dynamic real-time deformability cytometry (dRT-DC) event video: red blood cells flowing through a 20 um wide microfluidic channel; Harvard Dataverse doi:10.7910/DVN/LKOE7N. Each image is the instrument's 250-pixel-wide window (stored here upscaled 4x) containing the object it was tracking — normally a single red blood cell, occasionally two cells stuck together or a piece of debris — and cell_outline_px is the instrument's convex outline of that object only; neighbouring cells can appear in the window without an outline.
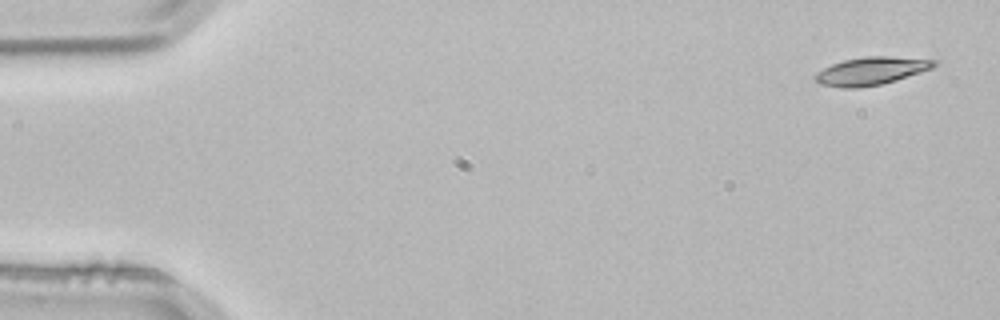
{"species": "common noctule bat (a hibernating species)", "species_latin": "Nyctalus noctula", "temperature_condition": "room temperature", "stored_images_in_passage": 3, "camera_frame_rate_fps": 3000, "um_per_image_px": 0.085, "animal": {"sex": "male", "body_mass_g": 21.5, "forearm_length_mm": 52.0}, "frame": {"image": 1, "passage_image": 1, "time_ms": 0.0, "image_size_px": [1000, 320], "cell_outline_px": [[940, 60], [932, 68], [896, 80], [880, 84], [856, 88], [840, 88], [820, 84], [812, 76], [816, 72], [832, 64], [844, 60], [864, 56], [888, 56]], "centroid_in_image_um": [74.03, 6.03], "position_along_channel_um": 11.0, "area_um2": 19.31}}
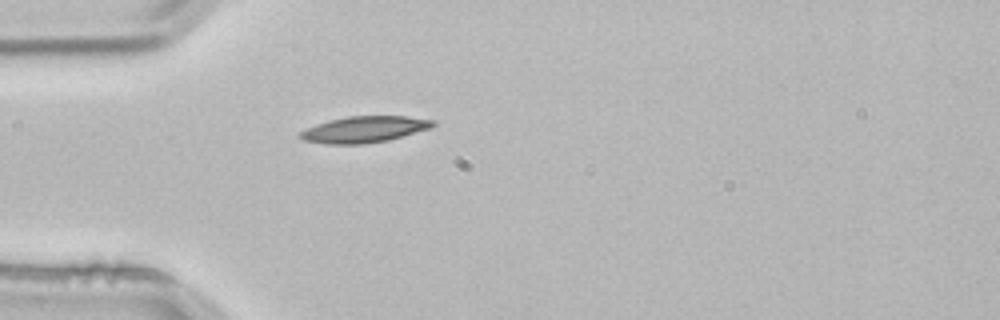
{"frame": {"image": 2, "passage_image": 3, "time_ms": 0.667, "image_size_px": [1000, 320], "cell_outline_px": [[436, 124], [432, 128], [388, 140], [364, 144], [324, 144], [304, 140], [296, 136], [300, 132], [316, 124], [328, 120], [348, 116], [408, 116], [436, 120]], "centroid_in_image_um": [30.98, 10.99], "position_along_channel_um": 54.0, "area_um2": 20.52}}